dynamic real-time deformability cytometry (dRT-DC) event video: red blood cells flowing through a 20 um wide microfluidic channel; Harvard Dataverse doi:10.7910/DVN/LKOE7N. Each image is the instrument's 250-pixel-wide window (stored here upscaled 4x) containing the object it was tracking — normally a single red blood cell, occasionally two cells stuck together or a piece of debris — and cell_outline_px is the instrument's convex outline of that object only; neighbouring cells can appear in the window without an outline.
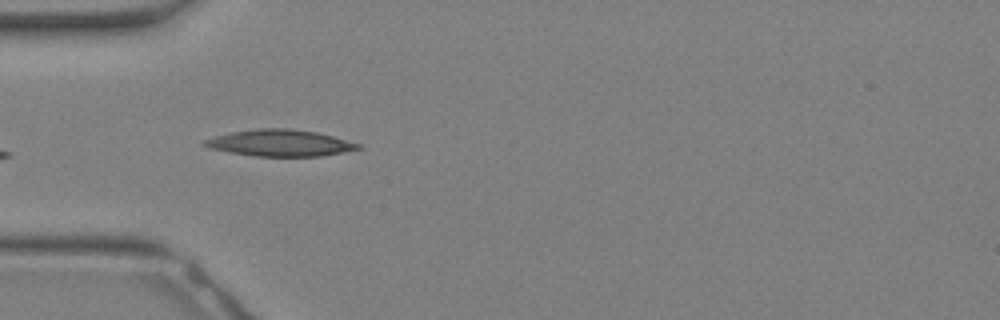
{"species": "Egyptian fruit bat (a non-hibernating species)", "species_latin": "Rousettus aegyptiacus", "temperature_condition": "warm", "stored_images_in_passage": 4, "camera_frame_rate_fps": 3000, "um_per_image_px": 0.085, "animal": {"sex": "female"}, "frame": {"image": 1, "passage_image": 2, "time_ms": 0.333, "image_size_px": [1000, 320], "cell_outline_px": [[364, 148], [320, 156], [256, 156], [232, 152], [212, 148], [204, 144], [204, 140], [216, 136], [232, 132], [256, 128], [292, 128], [316, 132], [332, 136], [360, 144]], "centroid_in_image_um": [23.85, 12.14], "position_along_channel_um": 61.1, "area_um2": 23.41}}
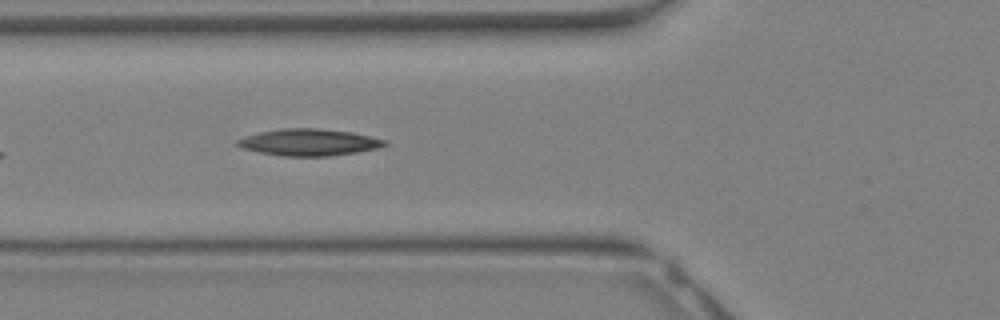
{"frame": {"image": 2, "passage_image": 4, "time_ms": 1.0, "image_size_px": [1000, 320], "cell_outline_px": [[388, 144], [376, 148], [356, 152], [328, 156], [284, 156], [260, 152], [244, 148], [236, 144], [236, 140], [244, 136], [260, 132], [284, 128], [316, 128], [352, 132], [388, 140]], "centroid_in_image_um": [26.27, 12.09], "position_along_channel_um": 99.5, "area_um2": 22.77}}